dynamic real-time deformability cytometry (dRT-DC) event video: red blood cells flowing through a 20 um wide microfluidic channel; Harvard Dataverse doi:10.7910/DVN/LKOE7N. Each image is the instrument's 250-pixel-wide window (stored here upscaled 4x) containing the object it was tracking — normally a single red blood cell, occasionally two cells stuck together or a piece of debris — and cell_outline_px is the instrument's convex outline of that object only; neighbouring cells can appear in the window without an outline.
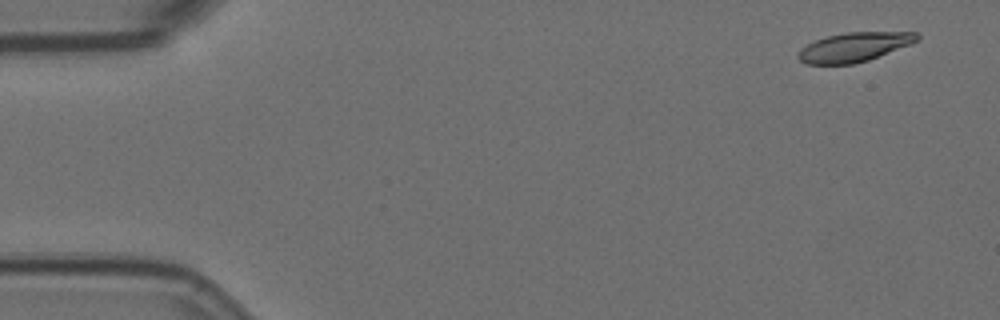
{"species": "Egyptian fruit bat (a non-hibernating species)", "species_latin": "Rousettus aegyptiacus", "temperature_condition": "room temperature", "stored_images_in_passage": 4, "camera_frame_rate_fps": 3000, "um_per_image_px": 0.085, "animal": {"sex": "female"}, "frame": {"image": 1, "passage_image": 1, "time_ms": 0.0, "image_size_px": [1000, 320], "cell_outline_px": [[920, 40], [868, 60], [852, 64], [804, 64], [796, 56], [800, 48], [816, 40], [828, 36], [844, 32], [916, 32], [920, 36]], "centroid_in_image_um": [72.58, 4.0], "position_along_channel_um": 12.4, "area_um2": 20.17}}
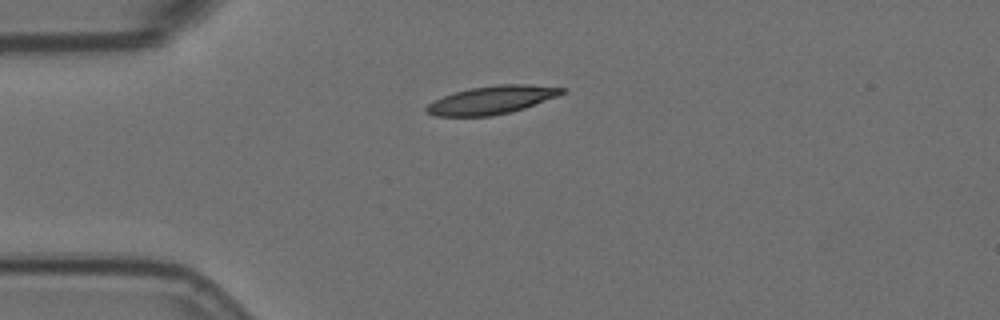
{"frame": {"image": 2, "passage_image": 4, "time_ms": 1.0, "image_size_px": [1000, 320], "cell_outline_px": [[568, 92], [560, 96], [512, 112], [492, 116], [436, 116], [424, 112], [424, 108], [428, 104], [444, 96], [456, 92], [472, 88], [496, 84], [528, 84], [568, 88]], "centroid_in_image_um": [41.88, 8.49], "position_along_channel_um": 43.1, "area_um2": 22.43}}